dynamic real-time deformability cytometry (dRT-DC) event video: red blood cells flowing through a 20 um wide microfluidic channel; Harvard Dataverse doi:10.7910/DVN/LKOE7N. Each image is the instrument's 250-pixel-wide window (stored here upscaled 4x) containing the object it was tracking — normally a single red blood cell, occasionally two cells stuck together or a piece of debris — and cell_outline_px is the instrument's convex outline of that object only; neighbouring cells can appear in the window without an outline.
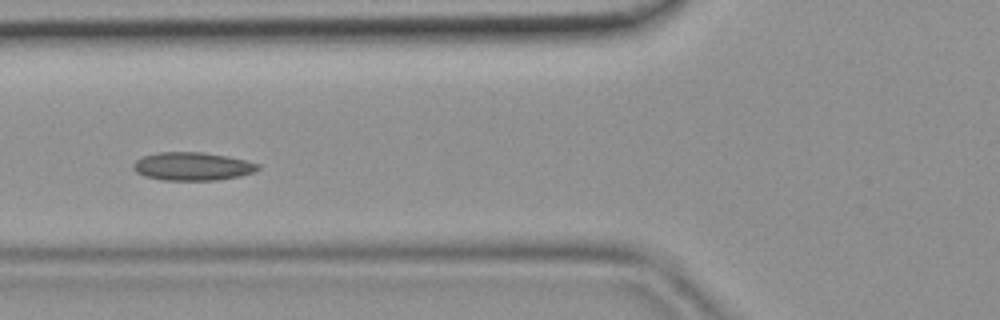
{"species": "common noctule bat (a hibernating species)", "species_latin": "Nyctalus noctula", "temperature_condition": "room temperature", "stored_images_in_passage": 46, "segment_of_instrument_passage": [1, 2], "camera_frame_rate_fps": 3000, "um_per_image_px": 0.085, "animal": {"sex": "female", "body_mass_g": 19.9}, "frame": {"image": 1, "passage_image": 17, "time_ms": 5.333, "image_size_px": [1000, 320], "cell_outline_px": [[260, 168], [252, 172], [240, 176], [216, 180], [164, 180], [144, 176], [136, 172], [132, 168], [132, 164], [140, 156], [156, 152], [204, 152], [228, 156], [260, 164]], "centroid_in_image_um": [16.31, 14.13], "position_along_channel_um": 109.5, "area_um2": 20.63}}
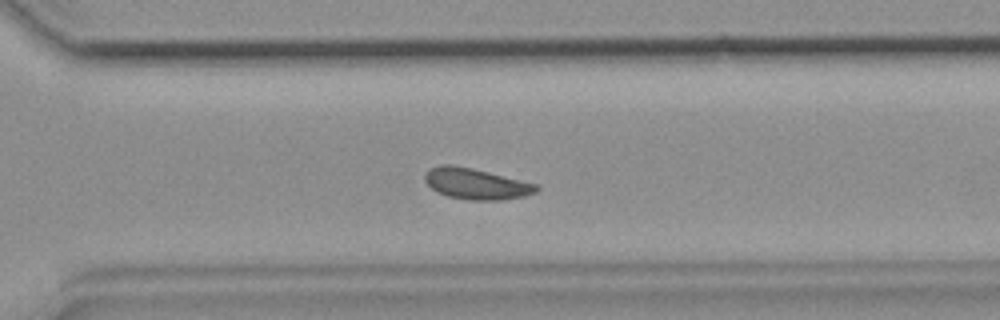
{"frame": {"image": 2, "passage_image": 32, "time_ms": 10.333, "image_size_px": [1000, 320], "cell_outline_px": [[540, 188], [536, 192], [524, 196], [500, 200], [468, 200], [448, 196], [436, 192], [424, 180], [424, 172], [428, 168], [440, 164], [452, 164], [472, 168], [540, 184]], "centroid_in_image_um": [40.46, 15.61], "position_along_channel_um": 330.1, "area_um2": 20.46}}
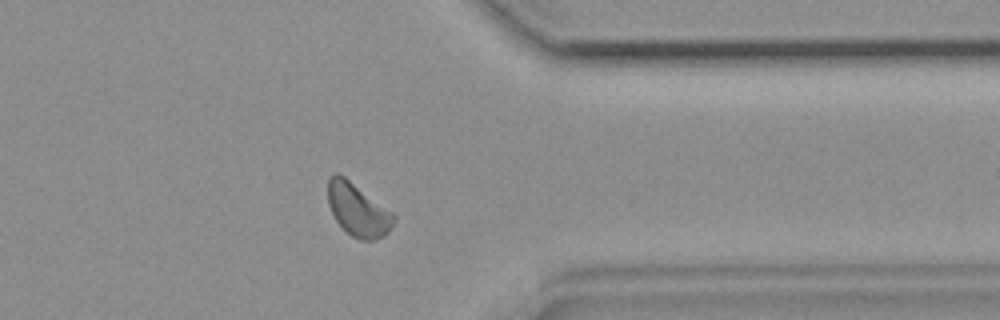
{"frame": {"image": 3, "passage_image": 36, "time_ms": 11.667, "image_size_px": [1000, 320], "cell_outline_px": [[396, 216], [388, 232], [384, 236], [372, 240], [360, 240], [352, 236], [336, 220], [328, 204], [328, 180], [332, 172], [336, 172], [344, 176], [392, 212]], "centroid_in_image_um": [30.4, 17.82], "position_along_channel_um": 381.0, "area_um2": 19.94}}